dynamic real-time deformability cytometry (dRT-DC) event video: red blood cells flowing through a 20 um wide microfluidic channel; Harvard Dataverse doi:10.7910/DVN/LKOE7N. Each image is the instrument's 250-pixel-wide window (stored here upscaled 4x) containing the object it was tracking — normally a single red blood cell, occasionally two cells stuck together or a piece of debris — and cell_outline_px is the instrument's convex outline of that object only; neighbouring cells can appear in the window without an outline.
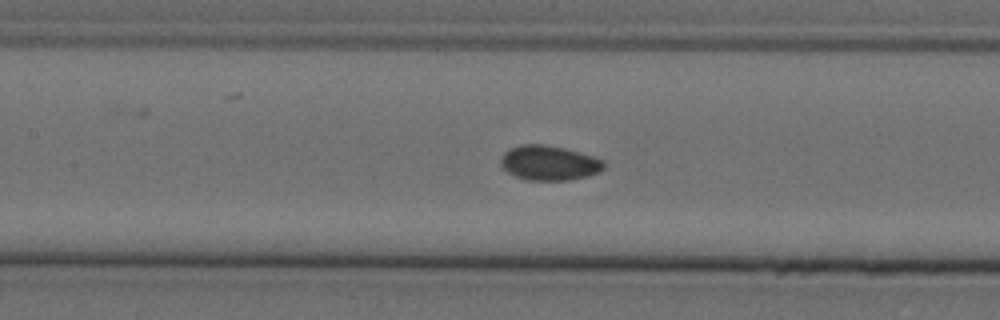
{"species": "Egyptian fruit bat (a non-hibernating species)", "species_latin": "Rousettus aegyptiacus", "temperature_condition": "cold", "stored_images_in_passage": 47, "camera_frame_rate_fps": 3000, "um_per_image_px": 0.085, "animal": {"sex": "female"}, "frame": {"image": 1, "passage_image": 27, "time_ms": 8.667, "image_size_px": [1000, 320], "cell_outline_px": [[604, 168], [600, 172], [588, 176], [568, 180], [528, 180], [516, 176], [508, 172], [500, 164], [500, 156], [504, 152], [520, 144], [544, 144], [564, 148], [580, 152], [604, 160]], "centroid_in_image_um": [46.68, 13.84], "position_along_channel_um": 160.7, "area_um2": 20.92}}